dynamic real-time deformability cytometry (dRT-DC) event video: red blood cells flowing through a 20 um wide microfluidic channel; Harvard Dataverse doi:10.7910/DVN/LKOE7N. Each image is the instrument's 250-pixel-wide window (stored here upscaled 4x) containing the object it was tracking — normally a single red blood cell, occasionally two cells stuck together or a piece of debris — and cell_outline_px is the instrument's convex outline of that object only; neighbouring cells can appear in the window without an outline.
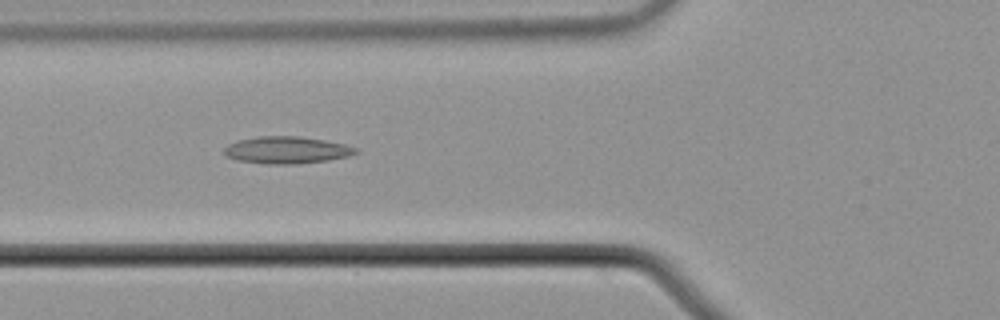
{"species": "common noctule bat (a hibernating species)", "species_latin": "Nyctalus noctula", "temperature_condition": "cold", "stored_images_in_passage": 38, "camera_frame_rate_fps": 3000, "um_per_image_px": 0.085, "animal": {"sex": "male", "body_mass_g": 21.5, "forearm_length_mm": 52.0}, "frame": {"image": 1, "passage_image": 4, "time_ms": 1.0, "image_size_px": [1000, 320], "cell_outline_px": [[360, 152], [348, 156], [328, 160], [296, 164], [264, 164], [236, 160], [224, 156], [224, 148], [228, 144], [236, 140], [256, 136], [300, 136], [324, 140], [344, 144], [356, 148]], "centroid_in_image_um": [24.32, 12.75], "position_along_channel_um": 101.5, "area_um2": 20.98}}
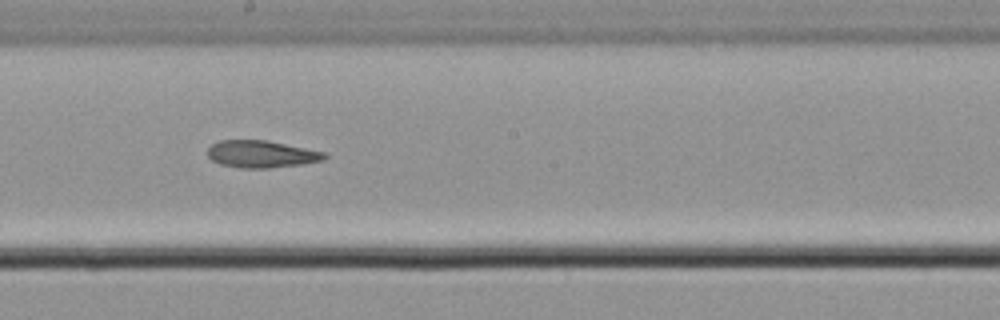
{"frame": {"image": 2, "passage_image": 14, "time_ms": 4.333, "image_size_px": [1000, 320], "cell_outline_px": [[328, 156], [324, 160], [300, 164], [272, 168], [240, 168], [220, 164], [212, 160], [208, 156], [208, 148], [212, 144], [220, 140], [268, 140], [328, 152]], "centroid_in_image_um": [22.26, 13.09], "position_along_channel_um": 225.9, "area_um2": 18.73}}
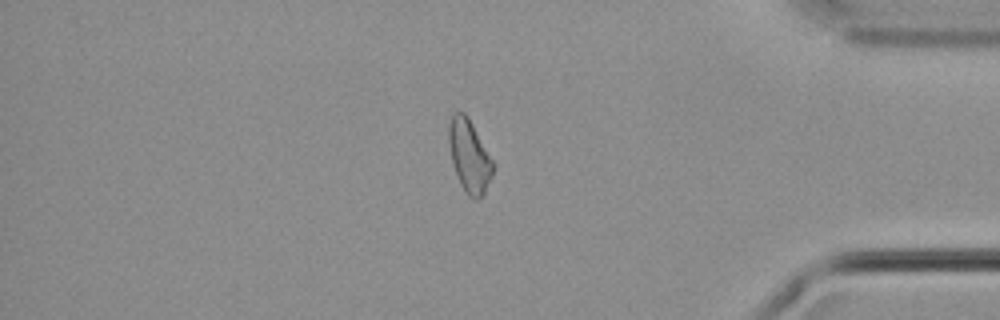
{"frame": {"image": 3, "passage_image": 30, "time_ms": 9.667, "image_size_px": [1000, 320], "cell_outline_px": [[496, 164], [492, 176], [484, 192], [476, 200], [468, 196], [464, 192], [460, 184], [452, 160], [448, 140], [448, 124], [452, 112], [464, 112], [468, 116]], "centroid_in_image_um": [39.9, 13.23], "position_along_channel_um": 395.3, "area_um2": 18.9}}